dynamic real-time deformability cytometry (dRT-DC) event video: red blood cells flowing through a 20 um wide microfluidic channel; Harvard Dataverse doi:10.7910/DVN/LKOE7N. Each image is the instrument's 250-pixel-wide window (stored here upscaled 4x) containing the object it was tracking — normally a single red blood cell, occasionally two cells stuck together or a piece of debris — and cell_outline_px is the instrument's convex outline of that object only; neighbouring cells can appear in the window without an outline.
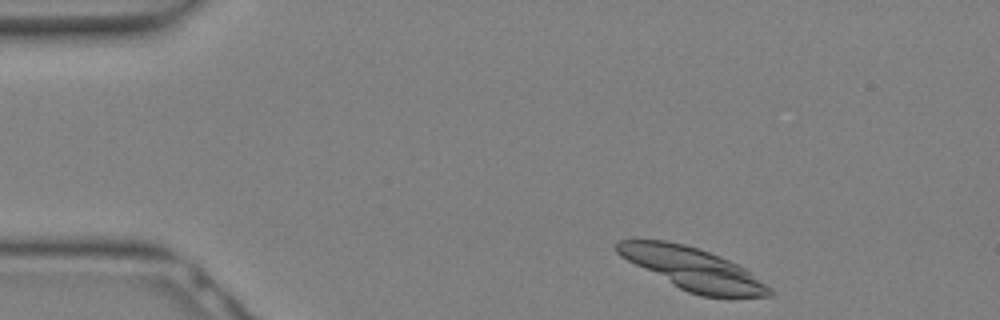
{"species": "Egyptian fruit bat (a non-hibernating species)", "species_latin": "Rousettus aegyptiacus", "temperature_condition": "warm", "stored_images_in_passage": 27, "segment_of_instrument_passage": [1, 2], "camera_frame_rate_fps": 3000, "um_per_image_px": 0.085, "animal": {"sex": "female"}, "frame": {"image": 1, "passage_image": 1, "time_ms": 0.0, "image_size_px": [1000, 320], "cell_outline_px": [[772, 296], [700, 296], [688, 292], [680, 288], [620, 256], [616, 252], [616, 240], [664, 240], [684, 244], [708, 252], [728, 260], [744, 268], [772, 288]], "centroid_in_image_um": [58.86, 22.84], "position_along_channel_um": 26.1, "area_um2": 36.53}}